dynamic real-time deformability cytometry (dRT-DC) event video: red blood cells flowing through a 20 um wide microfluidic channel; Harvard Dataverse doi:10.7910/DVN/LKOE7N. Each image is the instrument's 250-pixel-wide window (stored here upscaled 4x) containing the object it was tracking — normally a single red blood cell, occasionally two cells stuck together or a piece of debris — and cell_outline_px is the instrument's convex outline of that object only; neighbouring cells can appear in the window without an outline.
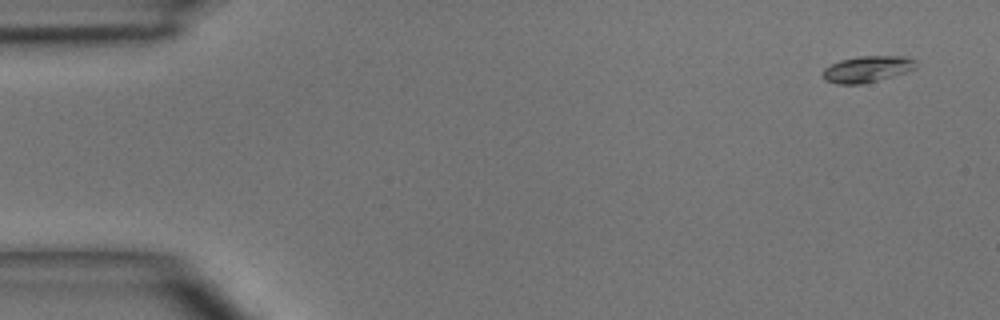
{"species": "common noctule bat (a hibernating species)", "species_latin": "Nyctalus noctula", "temperature_condition": "room temperature", "stored_images_in_passage": 6, "camera_frame_rate_fps": 3000, "um_per_image_px": 0.085, "animal": {"sex": "male", "body_mass_g": 15.6}, "frame": {"image": 1, "passage_image": 1, "time_ms": 0.0, "image_size_px": [1000, 320], "cell_outline_px": [[916, 68], [892, 76], [860, 84], [836, 84], [824, 80], [824, 68], [840, 60], [860, 56], [904, 56], [916, 60]], "centroid_in_image_um": [73.7, 5.86], "position_along_channel_um": 11.3, "area_um2": 14.05}}
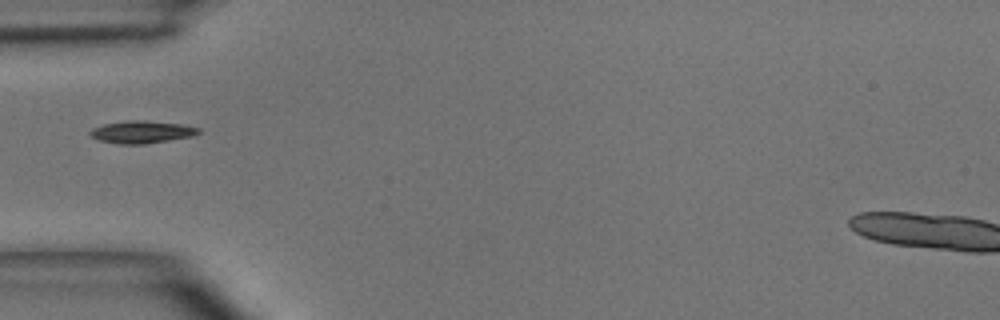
{"frame": {"image": 2, "passage_image": 4, "time_ms": 4.333, "image_size_px": [1000, 320], "cell_outline_px": [[200, 132], [192, 136], [144, 144], [120, 144], [100, 140], [88, 136], [88, 132], [92, 128], [104, 124], [124, 120], [144, 120], [184, 124], [200, 128]], "centroid_in_image_um": [12.02, 11.2], "position_along_channel_um": 73.0, "area_um2": 14.28}}